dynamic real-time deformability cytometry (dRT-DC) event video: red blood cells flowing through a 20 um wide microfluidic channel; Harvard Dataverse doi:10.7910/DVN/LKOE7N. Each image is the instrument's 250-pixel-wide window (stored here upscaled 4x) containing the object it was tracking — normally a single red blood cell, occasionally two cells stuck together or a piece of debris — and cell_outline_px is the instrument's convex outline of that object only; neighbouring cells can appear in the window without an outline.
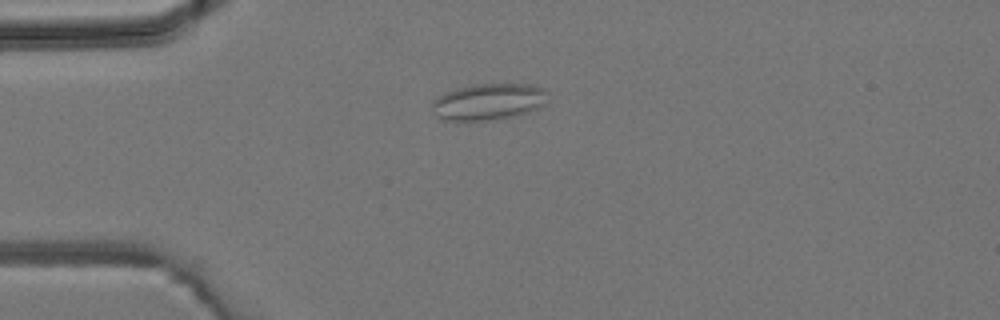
{"species": "common noctule bat (a hibernating species)", "species_latin": "Nyctalus noctula", "temperature_condition": "room temperature", "stored_images_in_passage": 2, "camera_frame_rate_fps": 3000, "um_per_image_px": 0.085, "animal": {"sex": "male", "body_mass_g": 19.2, "forearm_length_mm": 51.8}, "frame": {"image": 1, "passage_image": 1, "time_ms": 0.0, "image_size_px": [1000, 320], "cell_outline_px": [[548, 92], [544, 104], [528, 112], [512, 116], [492, 120], [444, 120], [436, 116], [432, 108], [432, 100], [436, 96], [444, 92], [456, 88], [472, 84], [528, 84], [544, 88]], "centroid_in_image_um": [41.48, 8.63], "position_along_channel_um": 43.5, "area_um2": 24.68}}